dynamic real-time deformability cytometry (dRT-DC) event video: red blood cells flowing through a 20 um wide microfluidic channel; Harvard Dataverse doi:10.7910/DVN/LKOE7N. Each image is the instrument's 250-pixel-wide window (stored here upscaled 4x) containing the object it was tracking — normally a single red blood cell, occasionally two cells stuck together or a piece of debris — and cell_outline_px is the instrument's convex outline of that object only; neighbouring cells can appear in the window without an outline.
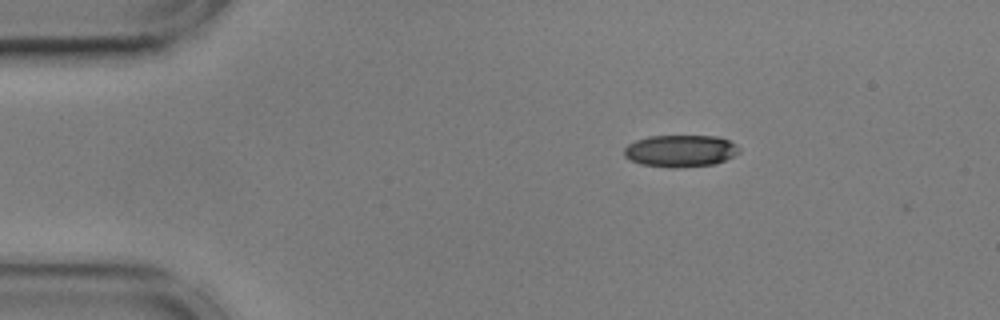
{"species": "common noctule bat (a hibernating species)", "species_latin": "Nyctalus noctula", "temperature_condition": "cold", "stored_images_in_passage": 9, "camera_frame_rate_fps": 3000, "um_per_image_px": 0.085, "animal": {"sex": "male", "body_mass_g": 17.9, "forearm_length_mm": 54.2}, "frame": {"image": 1, "passage_image": 1, "time_ms": 0.0, "image_size_px": [1000, 320], "cell_outline_px": [[740, 152], [724, 160], [712, 164], [680, 168], [672, 168], [640, 164], [624, 156], [624, 148], [628, 144], [636, 140], [648, 136], [716, 136], [728, 140], [736, 144], [740, 148]], "centroid_in_image_um": [57.82, 12.82], "position_along_channel_um": 27.2, "area_um2": 21.44}}
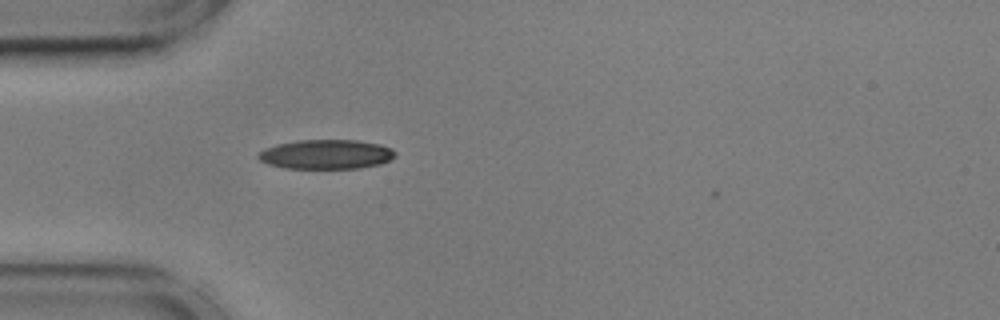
{"frame": {"image": 2, "passage_image": 8, "time_ms": 2.333, "image_size_px": [1000, 320], "cell_outline_px": [[396, 156], [380, 164], [360, 168], [284, 168], [268, 164], [260, 160], [256, 156], [264, 148], [276, 144], [296, 140], [356, 140], [380, 144], [392, 148], [396, 152]], "centroid_in_image_um": [27.72, 13.11], "position_along_channel_um": 57.3, "area_um2": 23.58}}